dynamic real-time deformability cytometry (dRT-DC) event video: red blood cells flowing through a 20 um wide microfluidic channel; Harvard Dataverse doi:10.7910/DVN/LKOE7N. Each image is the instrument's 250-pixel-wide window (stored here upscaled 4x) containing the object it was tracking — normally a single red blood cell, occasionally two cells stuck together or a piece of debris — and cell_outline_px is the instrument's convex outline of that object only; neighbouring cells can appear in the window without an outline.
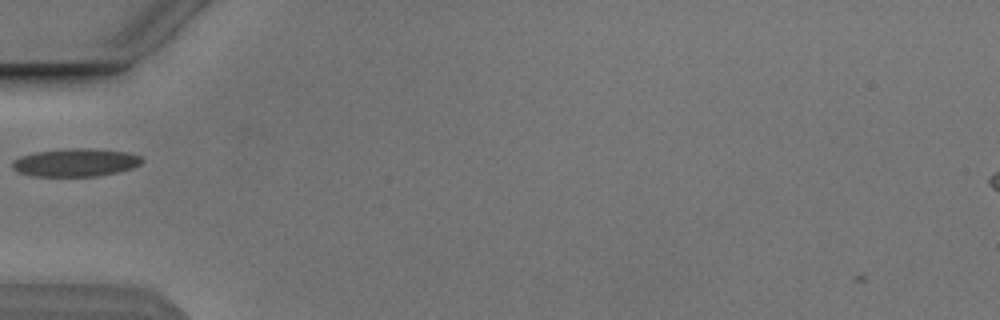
{"species": "Egyptian fruit bat (a non-hibernating species)", "species_latin": "Rousettus aegyptiacus", "temperature_condition": "cold", "stored_images_in_passage": 26, "camera_frame_rate_fps": 3000, "um_per_image_px": 0.085, "animal": {"sex": "male"}, "frame": {"image": 1, "passage_image": 4, "time_ms": 1.0, "image_size_px": [1000, 320], "cell_outline_px": [[144, 160], [140, 164], [132, 168], [116, 172], [96, 176], [32, 176], [20, 172], [12, 168], [12, 160], [20, 156], [36, 152], [72, 148], [92, 148], [128, 152], [140, 156]], "centroid_in_image_um": [6.42, 13.81], "position_along_channel_um": 78.6, "area_um2": 21.1}}
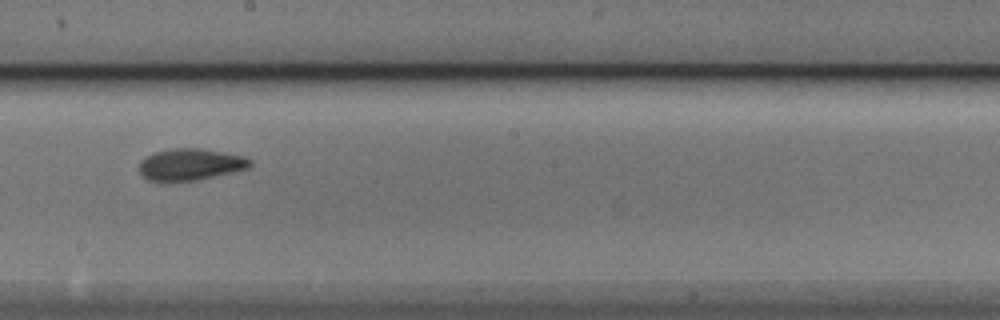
{"frame": {"image": 2, "passage_image": 16, "time_ms": 5.0, "image_size_px": [1000, 320], "cell_outline_px": [[252, 164], [248, 168], [236, 172], [196, 180], [148, 180], [140, 176], [140, 160], [152, 152], [172, 148], [200, 148], [224, 152], [244, 156], [252, 160]], "centroid_in_image_um": [16.2, 13.96], "position_along_channel_um": 232.0, "area_um2": 20.58}}
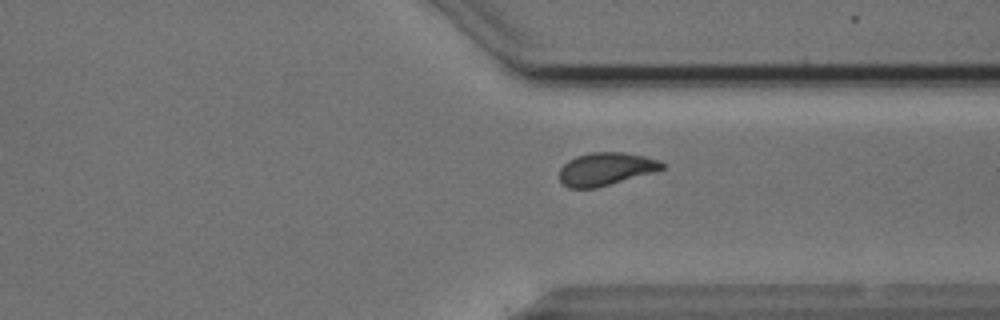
{"frame": {"image": 3, "passage_image": 26, "time_ms": 8.333, "image_size_px": [1000, 320], "cell_outline_px": [[664, 168], [652, 172], [596, 188], [568, 188], [560, 180], [560, 168], [568, 160], [576, 156], [592, 152], [624, 152], [644, 156], [660, 160], [664, 164]], "centroid_in_image_um": [51.47, 14.35], "position_along_channel_um": 359.9, "area_um2": 19.48}}